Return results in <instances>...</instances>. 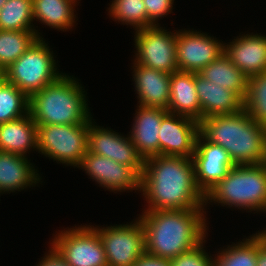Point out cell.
I'll return each instance as SVG.
<instances>
[{
    "label": "cell",
    "mask_w": 266,
    "mask_h": 266,
    "mask_svg": "<svg viewBox=\"0 0 266 266\" xmlns=\"http://www.w3.org/2000/svg\"><path fill=\"white\" fill-rule=\"evenodd\" d=\"M239 242L232 243L225 249L221 248L217 255H214L213 266H256L258 232Z\"/></svg>",
    "instance_id": "26"
},
{
    "label": "cell",
    "mask_w": 266,
    "mask_h": 266,
    "mask_svg": "<svg viewBox=\"0 0 266 266\" xmlns=\"http://www.w3.org/2000/svg\"><path fill=\"white\" fill-rule=\"evenodd\" d=\"M204 209L143 210L146 253L171 260L194 249L208 234ZM207 227V228H206Z\"/></svg>",
    "instance_id": "2"
},
{
    "label": "cell",
    "mask_w": 266,
    "mask_h": 266,
    "mask_svg": "<svg viewBox=\"0 0 266 266\" xmlns=\"http://www.w3.org/2000/svg\"><path fill=\"white\" fill-rule=\"evenodd\" d=\"M5 79L4 69L0 66V82Z\"/></svg>",
    "instance_id": "37"
},
{
    "label": "cell",
    "mask_w": 266,
    "mask_h": 266,
    "mask_svg": "<svg viewBox=\"0 0 266 266\" xmlns=\"http://www.w3.org/2000/svg\"><path fill=\"white\" fill-rule=\"evenodd\" d=\"M7 0H0V9L2 8V6L5 4Z\"/></svg>",
    "instance_id": "38"
},
{
    "label": "cell",
    "mask_w": 266,
    "mask_h": 266,
    "mask_svg": "<svg viewBox=\"0 0 266 266\" xmlns=\"http://www.w3.org/2000/svg\"><path fill=\"white\" fill-rule=\"evenodd\" d=\"M192 161L197 187L204 195L224 179L235 165L222 146L205 140L200 134L196 139Z\"/></svg>",
    "instance_id": "14"
},
{
    "label": "cell",
    "mask_w": 266,
    "mask_h": 266,
    "mask_svg": "<svg viewBox=\"0 0 266 266\" xmlns=\"http://www.w3.org/2000/svg\"><path fill=\"white\" fill-rule=\"evenodd\" d=\"M224 53L223 41L200 31L179 30L176 35L178 71L199 73Z\"/></svg>",
    "instance_id": "11"
},
{
    "label": "cell",
    "mask_w": 266,
    "mask_h": 266,
    "mask_svg": "<svg viewBox=\"0 0 266 266\" xmlns=\"http://www.w3.org/2000/svg\"><path fill=\"white\" fill-rule=\"evenodd\" d=\"M168 112L201 120V105L198 99L195 73L176 71L170 76V99Z\"/></svg>",
    "instance_id": "21"
},
{
    "label": "cell",
    "mask_w": 266,
    "mask_h": 266,
    "mask_svg": "<svg viewBox=\"0 0 266 266\" xmlns=\"http://www.w3.org/2000/svg\"><path fill=\"white\" fill-rule=\"evenodd\" d=\"M203 78L237 93L243 100L247 92V77L236 67L229 57L222 53L216 60L199 73Z\"/></svg>",
    "instance_id": "24"
},
{
    "label": "cell",
    "mask_w": 266,
    "mask_h": 266,
    "mask_svg": "<svg viewBox=\"0 0 266 266\" xmlns=\"http://www.w3.org/2000/svg\"><path fill=\"white\" fill-rule=\"evenodd\" d=\"M108 13L112 19L132 26L135 31L154 26L147 18L143 0H112Z\"/></svg>",
    "instance_id": "29"
},
{
    "label": "cell",
    "mask_w": 266,
    "mask_h": 266,
    "mask_svg": "<svg viewBox=\"0 0 266 266\" xmlns=\"http://www.w3.org/2000/svg\"><path fill=\"white\" fill-rule=\"evenodd\" d=\"M256 266H266V243L262 237L258 234V253Z\"/></svg>",
    "instance_id": "35"
},
{
    "label": "cell",
    "mask_w": 266,
    "mask_h": 266,
    "mask_svg": "<svg viewBox=\"0 0 266 266\" xmlns=\"http://www.w3.org/2000/svg\"><path fill=\"white\" fill-rule=\"evenodd\" d=\"M29 114V97L5 79L0 82V124Z\"/></svg>",
    "instance_id": "28"
},
{
    "label": "cell",
    "mask_w": 266,
    "mask_h": 266,
    "mask_svg": "<svg viewBox=\"0 0 266 266\" xmlns=\"http://www.w3.org/2000/svg\"><path fill=\"white\" fill-rule=\"evenodd\" d=\"M77 168L84 169L90 179L108 191H140L141 176L132 167L110 158L87 151Z\"/></svg>",
    "instance_id": "13"
},
{
    "label": "cell",
    "mask_w": 266,
    "mask_h": 266,
    "mask_svg": "<svg viewBox=\"0 0 266 266\" xmlns=\"http://www.w3.org/2000/svg\"><path fill=\"white\" fill-rule=\"evenodd\" d=\"M48 252L36 266H70L58 250L50 244Z\"/></svg>",
    "instance_id": "33"
},
{
    "label": "cell",
    "mask_w": 266,
    "mask_h": 266,
    "mask_svg": "<svg viewBox=\"0 0 266 266\" xmlns=\"http://www.w3.org/2000/svg\"><path fill=\"white\" fill-rule=\"evenodd\" d=\"M199 134L222 146L235 165L266 162V126L253 120L244 109L201 119Z\"/></svg>",
    "instance_id": "3"
},
{
    "label": "cell",
    "mask_w": 266,
    "mask_h": 266,
    "mask_svg": "<svg viewBox=\"0 0 266 266\" xmlns=\"http://www.w3.org/2000/svg\"><path fill=\"white\" fill-rule=\"evenodd\" d=\"M133 78L138 104L168 110L171 74L133 62Z\"/></svg>",
    "instance_id": "18"
},
{
    "label": "cell",
    "mask_w": 266,
    "mask_h": 266,
    "mask_svg": "<svg viewBox=\"0 0 266 266\" xmlns=\"http://www.w3.org/2000/svg\"><path fill=\"white\" fill-rule=\"evenodd\" d=\"M82 84L63 74L29 97V114L37 125L89 124L93 119Z\"/></svg>",
    "instance_id": "4"
},
{
    "label": "cell",
    "mask_w": 266,
    "mask_h": 266,
    "mask_svg": "<svg viewBox=\"0 0 266 266\" xmlns=\"http://www.w3.org/2000/svg\"><path fill=\"white\" fill-rule=\"evenodd\" d=\"M141 192L148 203L146 210L206 208L192 158L158 155L144 160Z\"/></svg>",
    "instance_id": "1"
},
{
    "label": "cell",
    "mask_w": 266,
    "mask_h": 266,
    "mask_svg": "<svg viewBox=\"0 0 266 266\" xmlns=\"http://www.w3.org/2000/svg\"><path fill=\"white\" fill-rule=\"evenodd\" d=\"M148 20L158 26V20L172 13L174 0H143Z\"/></svg>",
    "instance_id": "32"
},
{
    "label": "cell",
    "mask_w": 266,
    "mask_h": 266,
    "mask_svg": "<svg viewBox=\"0 0 266 266\" xmlns=\"http://www.w3.org/2000/svg\"><path fill=\"white\" fill-rule=\"evenodd\" d=\"M77 3V0H32L33 19L66 32L76 24L74 6Z\"/></svg>",
    "instance_id": "23"
},
{
    "label": "cell",
    "mask_w": 266,
    "mask_h": 266,
    "mask_svg": "<svg viewBox=\"0 0 266 266\" xmlns=\"http://www.w3.org/2000/svg\"><path fill=\"white\" fill-rule=\"evenodd\" d=\"M165 27L151 26L139 29L134 35L136 48L134 62L144 67L174 73L176 64V35Z\"/></svg>",
    "instance_id": "9"
},
{
    "label": "cell",
    "mask_w": 266,
    "mask_h": 266,
    "mask_svg": "<svg viewBox=\"0 0 266 266\" xmlns=\"http://www.w3.org/2000/svg\"><path fill=\"white\" fill-rule=\"evenodd\" d=\"M243 109L257 123L266 126V72L247 78Z\"/></svg>",
    "instance_id": "30"
},
{
    "label": "cell",
    "mask_w": 266,
    "mask_h": 266,
    "mask_svg": "<svg viewBox=\"0 0 266 266\" xmlns=\"http://www.w3.org/2000/svg\"><path fill=\"white\" fill-rule=\"evenodd\" d=\"M195 85L201 105V119L234 114L243 109V99L230 89L214 84L195 73Z\"/></svg>",
    "instance_id": "19"
},
{
    "label": "cell",
    "mask_w": 266,
    "mask_h": 266,
    "mask_svg": "<svg viewBox=\"0 0 266 266\" xmlns=\"http://www.w3.org/2000/svg\"><path fill=\"white\" fill-rule=\"evenodd\" d=\"M258 234L262 237V239L266 243V228H265V230L258 231Z\"/></svg>",
    "instance_id": "36"
},
{
    "label": "cell",
    "mask_w": 266,
    "mask_h": 266,
    "mask_svg": "<svg viewBox=\"0 0 266 266\" xmlns=\"http://www.w3.org/2000/svg\"><path fill=\"white\" fill-rule=\"evenodd\" d=\"M38 39L35 30H0V66L7 69Z\"/></svg>",
    "instance_id": "25"
},
{
    "label": "cell",
    "mask_w": 266,
    "mask_h": 266,
    "mask_svg": "<svg viewBox=\"0 0 266 266\" xmlns=\"http://www.w3.org/2000/svg\"><path fill=\"white\" fill-rule=\"evenodd\" d=\"M129 136L137 152L144 159L159 155V128L168 110L137 105Z\"/></svg>",
    "instance_id": "17"
},
{
    "label": "cell",
    "mask_w": 266,
    "mask_h": 266,
    "mask_svg": "<svg viewBox=\"0 0 266 266\" xmlns=\"http://www.w3.org/2000/svg\"><path fill=\"white\" fill-rule=\"evenodd\" d=\"M51 241L70 266H108L100 236L90 225L59 231Z\"/></svg>",
    "instance_id": "10"
},
{
    "label": "cell",
    "mask_w": 266,
    "mask_h": 266,
    "mask_svg": "<svg viewBox=\"0 0 266 266\" xmlns=\"http://www.w3.org/2000/svg\"><path fill=\"white\" fill-rule=\"evenodd\" d=\"M53 51L39 38L13 64L4 70L5 80L28 97L58 80L64 73L57 70Z\"/></svg>",
    "instance_id": "6"
},
{
    "label": "cell",
    "mask_w": 266,
    "mask_h": 266,
    "mask_svg": "<svg viewBox=\"0 0 266 266\" xmlns=\"http://www.w3.org/2000/svg\"><path fill=\"white\" fill-rule=\"evenodd\" d=\"M209 201V202H208ZM215 203L240 210L266 212V162L234 165L226 177L205 194V205Z\"/></svg>",
    "instance_id": "5"
},
{
    "label": "cell",
    "mask_w": 266,
    "mask_h": 266,
    "mask_svg": "<svg viewBox=\"0 0 266 266\" xmlns=\"http://www.w3.org/2000/svg\"><path fill=\"white\" fill-rule=\"evenodd\" d=\"M89 122L88 151L110 158L120 164L132 167L140 176L143 172L144 159L139 155L130 136L124 137L113 129Z\"/></svg>",
    "instance_id": "12"
},
{
    "label": "cell",
    "mask_w": 266,
    "mask_h": 266,
    "mask_svg": "<svg viewBox=\"0 0 266 266\" xmlns=\"http://www.w3.org/2000/svg\"><path fill=\"white\" fill-rule=\"evenodd\" d=\"M89 124L37 125V151L67 166L77 167L88 151Z\"/></svg>",
    "instance_id": "7"
},
{
    "label": "cell",
    "mask_w": 266,
    "mask_h": 266,
    "mask_svg": "<svg viewBox=\"0 0 266 266\" xmlns=\"http://www.w3.org/2000/svg\"><path fill=\"white\" fill-rule=\"evenodd\" d=\"M205 242L169 260L170 266H213L214 258L204 249Z\"/></svg>",
    "instance_id": "31"
},
{
    "label": "cell",
    "mask_w": 266,
    "mask_h": 266,
    "mask_svg": "<svg viewBox=\"0 0 266 266\" xmlns=\"http://www.w3.org/2000/svg\"><path fill=\"white\" fill-rule=\"evenodd\" d=\"M129 223L104 228L91 225L103 243L108 266H134L146 253L145 231L140 219Z\"/></svg>",
    "instance_id": "8"
},
{
    "label": "cell",
    "mask_w": 266,
    "mask_h": 266,
    "mask_svg": "<svg viewBox=\"0 0 266 266\" xmlns=\"http://www.w3.org/2000/svg\"><path fill=\"white\" fill-rule=\"evenodd\" d=\"M134 266H170V261L145 253L136 261Z\"/></svg>",
    "instance_id": "34"
},
{
    "label": "cell",
    "mask_w": 266,
    "mask_h": 266,
    "mask_svg": "<svg viewBox=\"0 0 266 266\" xmlns=\"http://www.w3.org/2000/svg\"><path fill=\"white\" fill-rule=\"evenodd\" d=\"M28 157L0 151V194L21 191L40 183L41 177Z\"/></svg>",
    "instance_id": "20"
},
{
    "label": "cell",
    "mask_w": 266,
    "mask_h": 266,
    "mask_svg": "<svg viewBox=\"0 0 266 266\" xmlns=\"http://www.w3.org/2000/svg\"><path fill=\"white\" fill-rule=\"evenodd\" d=\"M37 149V124L30 114L0 124V151L27 157Z\"/></svg>",
    "instance_id": "22"
},
{
    "label": "cell",
    "mask_w": 266,
    "mask_h": 266,
    "mask_svg": "<svg viewBox=\"0 0 266 266\" xmlns=\"http://www.w3.org/2000/svg\"><path fill=\"white\" fill-rule=\"evenodd\" d=\"M32 0H7L0 9V30H35Z\"/></svg>",
    "instance_id": "27"
},
{
    "label": "cell",
    "mask_w": 266,
    "mask_h": 266,
    "mask_svg": "<svg viewBox=\"0 0 266 266\" xmlns=\"http://www.w3.org/2000/svg\"><path fill=\"white\" fill-rule=\"evenodd\" d=\"M247 33L224 43V53L247 77L266 72V36Z\"/></svg>",
    "instance_id": "16"
},
{
    "label": "cell",
    "mask_w": 266,
    "mask_h": 266,
    "mask_svg": "<svg viewBox=\"0 0 266 266\" xmlns=\"http://www.w3.org/2000/svg\"><path fill=\"white\" fill-rule=\"evenodd\" d=\"M198 134L197 120L168 112L159 128V155L192 158Z\"/></svg>",
    "instance_id": "15"
}]
</instances>
